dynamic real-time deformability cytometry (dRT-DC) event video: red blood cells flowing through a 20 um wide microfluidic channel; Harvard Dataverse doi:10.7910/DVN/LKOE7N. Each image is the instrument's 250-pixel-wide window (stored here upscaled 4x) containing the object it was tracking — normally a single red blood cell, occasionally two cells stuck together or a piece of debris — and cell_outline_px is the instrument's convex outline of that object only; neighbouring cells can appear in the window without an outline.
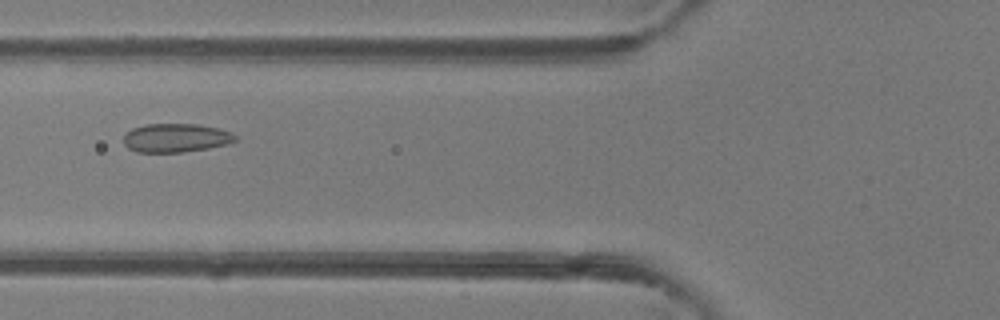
{"species": "common noctule bat (a hibernating species)", "species_latin": "Nyctalus noctula", "temperature_condition": "room temperature", "stored_images_in_passage": 48, "camera_frame_rate_fps": 3000, "um_per_image_px": 0.085, "animal": {"sex": "female"}, "frame": {"image": 1, "passage_image": 19, "time_ms": 6.0, "image_size_px": [1000, 320], "cell_outline_px": [[236, 140], [228, 144], [208, 148], [184, 152], [136, 152], [128, 148], [124, 144], [124, 132], [132, 128], [144, 124], [200, 124], [220, 128], [232, 132], [236, 136]], "centroid_in_image_um": [14.94, 11.71], "position_along_channel_um": 110.9, "area_um2": 18.96}}
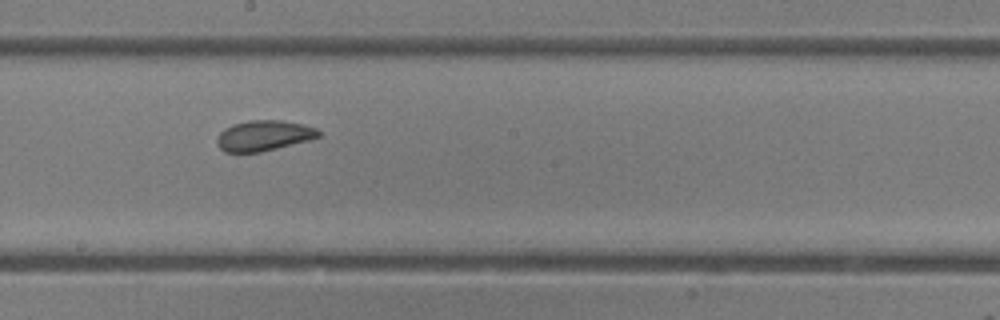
{"frame": {"image": 2, "passage_image": 27, "time_ms": 8.667, "image_size_px": [1000, 320], "cell_outline_px": [[320, 136], [308, 140], [260, 152], [224, 152], [216, 144], [216, 140], [220, 132], [224, 128], [232, 124], [248, 120], [280, 120], [304, 124], [316, 128], [320, 132]], "centroid_in_image_um": [22.39, 11.52], "position_along_channel_um": 225.8, "area_um2": 18.03}}
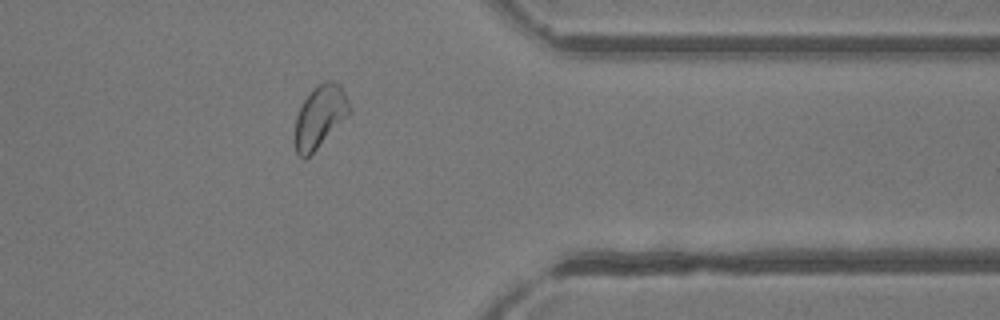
{"frame": {"image": 3, "passage_image": 39, "time_ms": 12.667, "image_size_px": [1000, 320], "cell_outline_px": [[352, 108], [348, 116], [304, 160], [296, 152], [292, 140], [292, 132], [296, 116], [304, 100], [312, 88], [324, 80], [332, 80], [340, 84]], "centroid_in_image_um": [27.15, 9.9], "position_along_channel_um": 384.3, "area_um2": 20.11}, "authors_computed_cell_mechanics": {"area_um2": 19.9699, "velocity_mm_per_s": 4.3027, "shape_relaxation_time_tau1_ms": 6.1909, "shape_relaxation_time_tau2_ms": 0.7943, "deformation_change_tau1": 0.1009, "deformation_change_tau2": 0.0507}}